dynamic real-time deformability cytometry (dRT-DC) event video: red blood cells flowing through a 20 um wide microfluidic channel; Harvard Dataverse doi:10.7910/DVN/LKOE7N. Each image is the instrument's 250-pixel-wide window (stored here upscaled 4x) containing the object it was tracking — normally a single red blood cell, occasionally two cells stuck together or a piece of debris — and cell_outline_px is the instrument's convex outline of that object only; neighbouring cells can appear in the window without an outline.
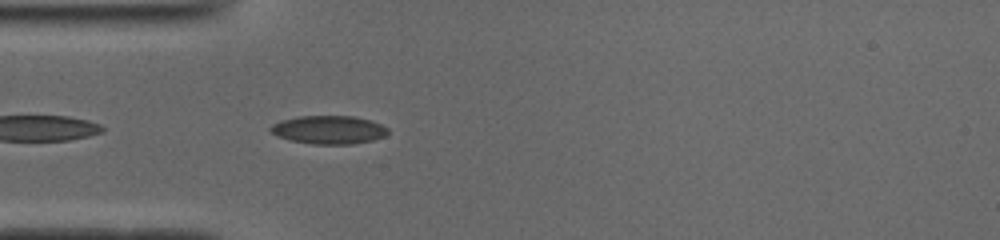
{"species": "common noctule bat (a hibernating species)", "species_latin": "Nyctalus noctula", "temperature_condition": "cold", "stored_images_in_passage": 38, "camera_frame_rate_fps": 3000, "um_per_image_px": 0.085, "animal": {"sex": "male", "body_mass_g": 19.0, "forearm_length_mm": 50.8}, "frame": {"image": 1, "passage_image": 2, "time_ms": 0.333, "image_size_px": [1000, 240], "cell_outline_px": [[388, 132], [384, 136], [372, 140], [352, 144], [312, 144], [292, 140], [280, 136], [272, 132], [268, 128], [272, 124], [280, 120], [296, 116], [352, 116], [372, 120], [388, 128]], "centroid_in_image_um": [27.95, 11.02], "position_along_channel_um": 57.1, "area_um2": 19.31}}
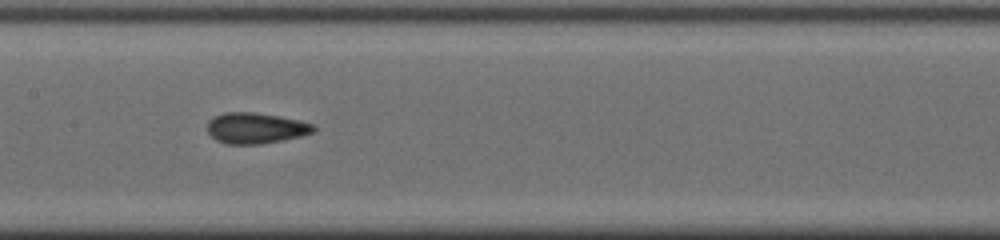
{"frame": {"image": 2, "passage_image": 12, "time_ms": 3.667, "image_size_px": [1000, 240], "cell_outline_px": [[316, 128], [312, 132], [300, 136], [260, 144], [228, 144], [216, 140], [208, 132], [208, 120], [212, 116], [224, 112], [252, 112], [300, 120], [312, 124]], "centroid_in_image_um": [21.68, 10.88], "position_along_channel_um": 185.7, "area_um2": 18.9}}
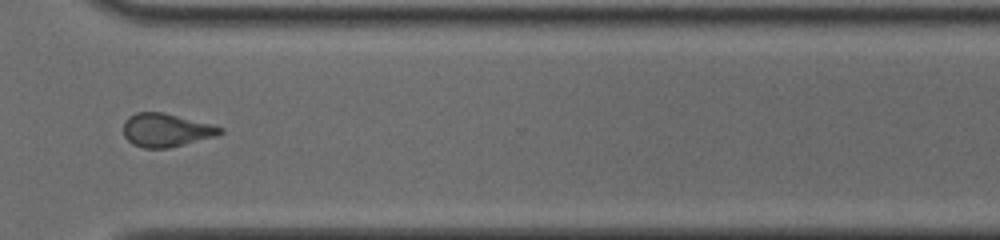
{"frame": {"image": 3, "passage_image": 25, "time_ms": 8.0, "image_size_px": [1000, 240], "cell_outline_px": [[224, 132], [216, 136], [168, 148], [144, 148], [132, 144], [124, 136], [124, 120], [128, 116], [136, 112], [164, 112], [212, 124], [224, 128]], "centroid_in_image_um": [14.12, 11.05], "position_along_channel_um": 356.5, "area_um2": 18.9}, "authors_computed_cell_mechanics": {"area_um2": 18.9873, "velocity_mm_per_s": 3.9308, "shape_relaxation_time_tau1_ms": 2.6596, "shape_relaxation_time_tau2_ms": 1.9828, "deformation_change_tau1": 0.1107, "deformation_change_tau2": 0.1}}